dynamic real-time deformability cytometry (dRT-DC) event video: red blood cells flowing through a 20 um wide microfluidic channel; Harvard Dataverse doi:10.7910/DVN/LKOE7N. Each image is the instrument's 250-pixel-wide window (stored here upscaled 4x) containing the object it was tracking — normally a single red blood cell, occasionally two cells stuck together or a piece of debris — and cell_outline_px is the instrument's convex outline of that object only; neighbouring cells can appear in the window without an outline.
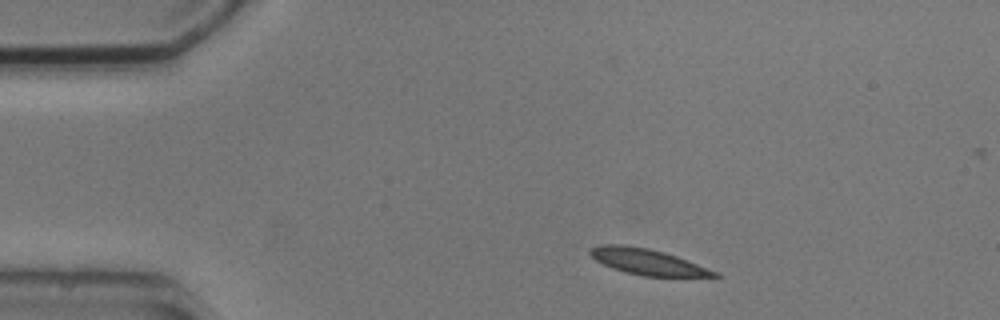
{"species": "common noctule bat (a hibernating species)", "species_latin": "Nyctalus noctula", "temperature_condition": "cold", "stored_images_in_passage": 4, "camera_frame_rate_fps": 3000, "um_per_image_px": 0.085, "animal": {"sex": "male", "body_mass_g": 20.5, "forearm_length_mm": 52.5}, "frame": {"image": 1, "passage_image": 1, "time_ms": 0.0, "image_size_px": [1000, 320], "cell_outline_px": [[720, 276], [644, 276], [624, 272], [612, 268], [596, 260], [588, 252], [588, 248], [600, 244], [624, 244], [648, 248], [664, 252], [676, 256], [716, 272]], "centroid_in_image_um": [54.92, 22.23], "position_along_channel_um": 30.1, "area_um2": 18.44}}
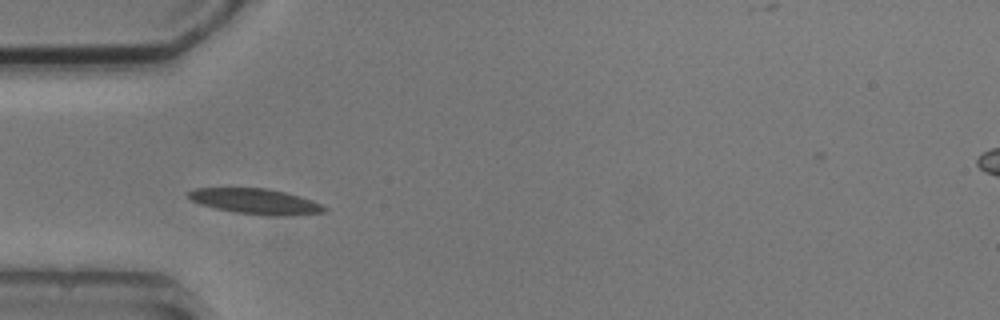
{"frame": {"image": 2, "passage_image": 3, "time_ms": 2.333, "image_size_px": [1000, 320], "cell_outline_px": [[328, 208], [324, 212], [280, 216], [268, 216], [232, 212], [200, 204], [192, 200], [188, 196], [188, 192], [196, 188], [264, 188], [284, 192], [312, 200]], "centroid_in_image_um": [21.71, 17.12], "position_along_channel_um": 63.3, "area_um2": 19.94}}